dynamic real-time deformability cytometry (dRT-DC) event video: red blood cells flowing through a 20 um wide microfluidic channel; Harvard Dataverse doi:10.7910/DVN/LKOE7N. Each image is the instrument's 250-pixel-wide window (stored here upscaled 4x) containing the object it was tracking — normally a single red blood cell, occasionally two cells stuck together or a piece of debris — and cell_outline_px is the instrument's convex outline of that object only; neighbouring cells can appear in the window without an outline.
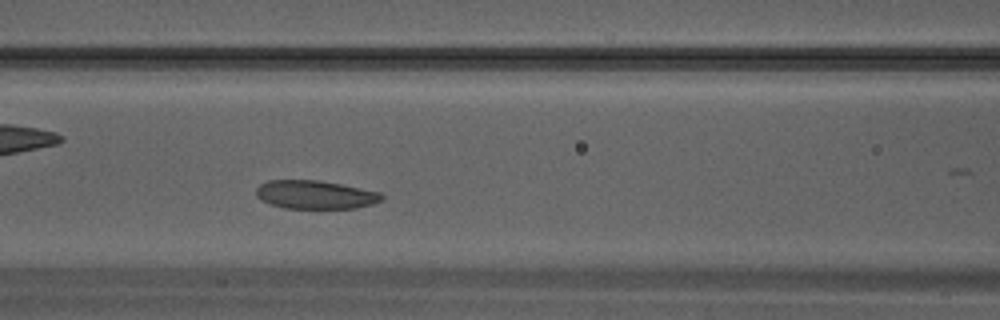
{"species": "Egyptian fruit bat (a non-hibernating species)", "species_latin": "Rousettus aegyptiacus", "temperature_condition": "warm", "stored_images_in_passage": 27, "camera_frame_rate_fps": 3000, "um_per_image_px": 0.085, "animal": {"sex": "male"}, "frame": {"image": 1, "passage_image": 8, "time_ms": 2.333, "image_size_px": [1000, 320], "cell_outline_px": [[384, 200], [372, 204], [356, 208], [284, 208], [260, 200], [256, 196], [256, 188], [260, 184], [268, 180], [320, 180], [380, 192], [384, 196]], "centroid_in_image_um": [26.8, 16.54], "position_along_channel_um": 139.8, "area_um2": 20.87}}
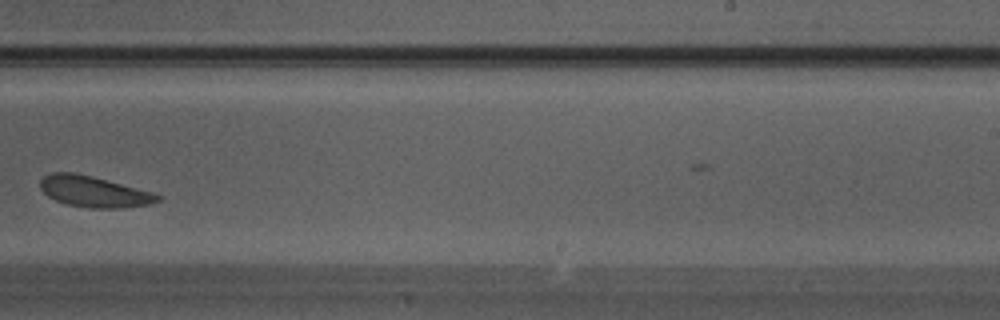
{"frame": {"image": 2, "passage_image": 15, "time_ms": 4.667, "image_size_px": [1000, 320], "cell_outline_px": [[160, 200], [152, 204], [120, 208], [88, 208], [64, 204], [48, 196], [40, 188], [40, 180], [44, 176], [52, 172], [72, 172], [92, 176], [152, 192], [160, 196]], "centroid_in_image_um": [7.96, 16.29], "position_along_channel_um": 281.0, "area_um2": 21.15}}
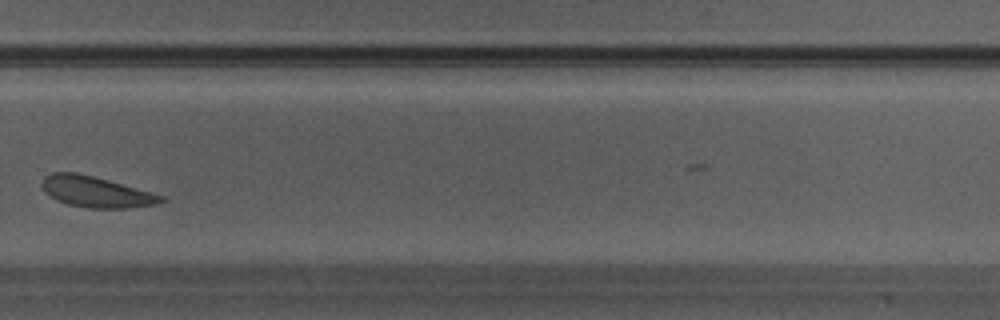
{"frame": {"image": 3, "passage_image": 17, "time_ms": 5.333, "image_size_px": [1000, 320], "cell_outline_px": [[164, 200], [156, 204], [128, 208], [88, 208], [68, 204], [56, 200], [44, 192], [40, 184], [44, 176], [52, 172], [76, 172], [108, 180], [164, 196]], "centroid_in_image_um": [8.09, 16.3], "position_along_channel_um": 321.7, "area_um2": 21.33}}